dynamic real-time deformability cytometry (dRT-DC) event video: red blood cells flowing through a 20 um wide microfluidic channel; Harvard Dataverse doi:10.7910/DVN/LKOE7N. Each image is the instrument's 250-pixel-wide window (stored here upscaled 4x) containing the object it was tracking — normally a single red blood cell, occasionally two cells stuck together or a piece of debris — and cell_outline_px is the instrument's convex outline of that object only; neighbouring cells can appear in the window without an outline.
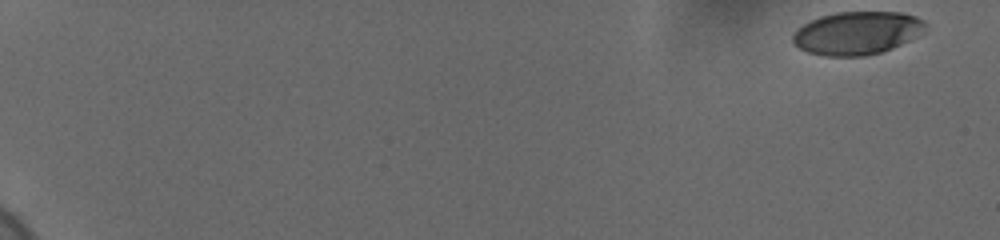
{"species": "human", "species_latin": "Homo sapiens", "temperature_condition": "cold", "stored_images_in_passage": 25, "camera_frame_rate_fps": 3000, "um_per_image_px": 0.085, "donor": {"sex": "female"}, "frame": {"image": 1, "passage_image": 1, "time_ms": 0.0, "image_size_px": [1000, 240], "cell_outline_px": [[928, 24], [924, 32], [892, 48], [880, 52], [864, 56], [824, 56], [808, 52], [800, 48], [792, 40], [792, 36], [804, 24], [820, 16], [836, 12], [900, 12], [916, 16], [924, 20]], "centroid_in_image_um": [72.89, 2.8], "position_along_channel_um": 12.1, "area_um2": 33.12}}